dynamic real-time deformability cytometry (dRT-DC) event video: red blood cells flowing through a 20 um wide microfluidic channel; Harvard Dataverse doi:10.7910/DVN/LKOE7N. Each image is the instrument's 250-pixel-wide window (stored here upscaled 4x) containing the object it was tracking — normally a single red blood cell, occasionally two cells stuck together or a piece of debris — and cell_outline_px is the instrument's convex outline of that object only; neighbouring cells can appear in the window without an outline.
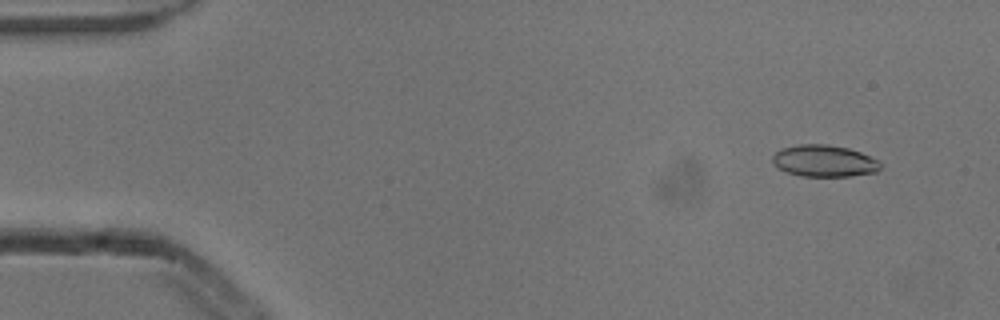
{"species": "common noctule bat (a hibernating species)", "species_latin": "Nyctalus noctula", "temperature_condition": "cold", "stored_images_in_passage": 4, "camera_frame_rate_fps": 3000, "um_per_image_px": 0.085, "animal": {"sex": "male", "body_mass_g": 13.3}, "frame": {"image": 1, "passage_image": 1, "time_ms": 0.0, "image_size_px": [1000, 320], "cell_outline_px": [[880, 168], [876, 172], [852, 176], [800, 176], [784, 172], [776, 168], [772, 160], [772, 156], [776, 152], [784, 148], [800, 144], [828, 144], [848, 148], [860, 152], [876, 160], [880, 164]], "centroid_in_image_um": [70.01, 13.69], "position_along_channel_um": 15.0, "area_um2": 19.94}}
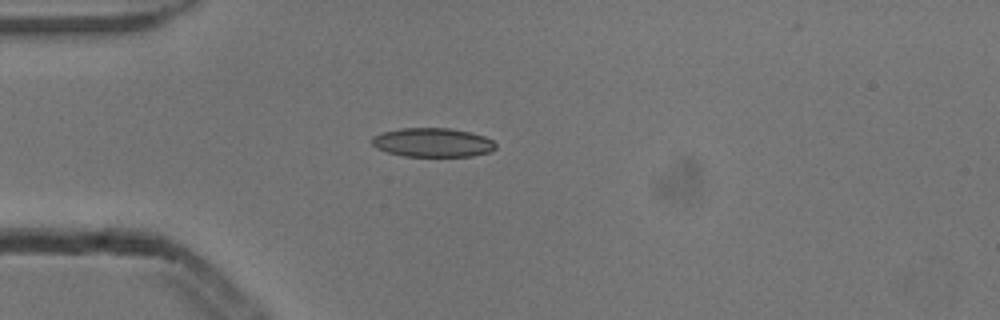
{"frame": {"image": 2, "passage_image": 4, "time_ms": 1.0, "image_size_px": [1000, 320], "cell_outline_px": [[496, 148], [492, 152], [472, 156], [404, 156], [388, 152], [376, 148], [372, 144], [372, 136], [380, 132], [400, 128], [448, 128], [468, 132], [484, 136], [492, 140], [496, 144]], "centroid_in_image_um": [36.77, 12.11], "position_along_channel_um": 48.2, "area_um2": 20.98}}